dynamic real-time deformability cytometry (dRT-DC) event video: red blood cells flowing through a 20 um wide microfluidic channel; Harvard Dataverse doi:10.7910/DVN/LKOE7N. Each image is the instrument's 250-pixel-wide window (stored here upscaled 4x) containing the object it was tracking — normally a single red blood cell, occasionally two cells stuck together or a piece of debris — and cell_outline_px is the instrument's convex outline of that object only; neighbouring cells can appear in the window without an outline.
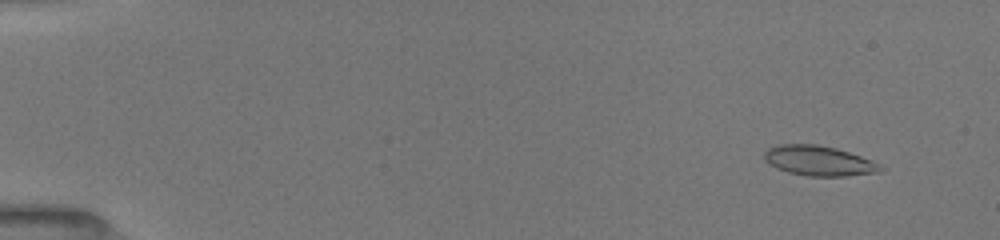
{"species": "common noctule bat (a hibernating species)", "species_latin": "Nyctalus noctula", "temperature_condition": "room temperature", "stored_images_in_passage": 52, "camera_frame_rate_fps": 3000, "um_per_image_px": 0.085, "animal": {"sex": "female", "body_mass_g": 19.5, "forearm_length_mm": 54.1}, "frame": {"image": 1, "passage_image": 4, "time_ms": 1.0, "image_size_px": [1000, 240], "cell_outline_px": [[888, 168], [876, 172], [844, 176], [808, 176], [788, 172], [776, 168], [764, 160], [764, 152], [768, 148], [780, 144], [816, 144], [836, 148], [884, 164]], "centroid_in_image_um": [69.63, 13.66], "position_along_channel_um": 15.4, "area_um2": 20.4}}
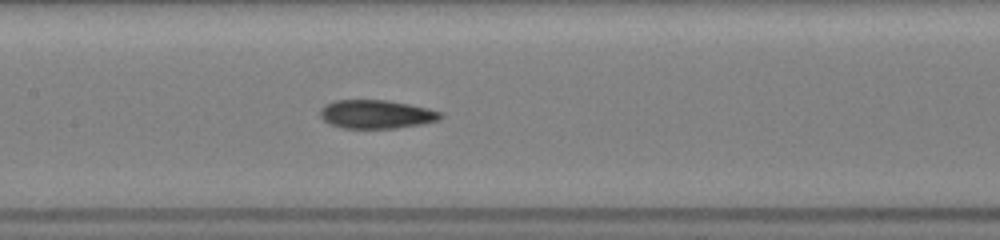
{"frame": {"image": 2, "passage_image": 26, "time_ms": 8.333, "image_size_px": [1000, 240], "cell_outline_px": [[444, 116], [440, 120], [420, 124], [396, 128], [344, 128], [328, 124], [320, 116], [320, 108], [324, 104], [336, 100], [384, 100], [408, 104], [428, 108], [440, 112]], "centroid_in_image_um": [31.96, 9.71], "position_along_channel_um": 175.4, "area_um2": 20.06}}
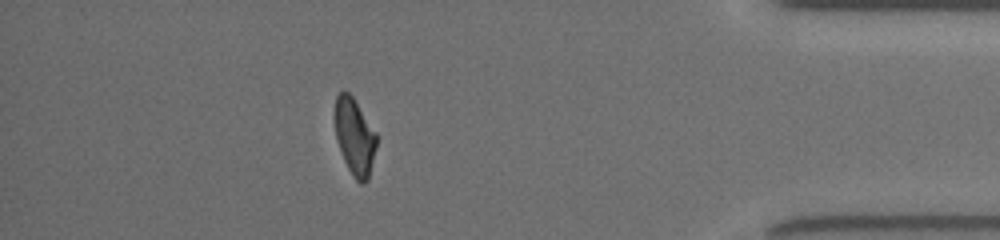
{"frame": {"image": 3, "passage_image": 46, "time_ms": 15.0, "image_size_px": [1000, 240], "cell_outline_px": [[376, 148], [368, 180], [364, 184], [360, 184], [352, 176], [344, 160], [336, 140], [332, 116], [336, 96], [340, 92], [348, 92], [352, 96], [376, 132]], "centroid_in_image_um": [30.1, 11.61], "position_along_channel_um": 405.1, "area_um2": 18.96}, "authors_computed_cell_mechanics": {"area_um2": 19.7387, "velocity_mm_per_s": 4.0073, "shape_relaxation_time_tau1_ms": 4.2145, "shape_relaxation_time_tau2_ms": 2.2253, "deformation_change_tau1": 0.1705, "deformation_change_tau2": 0.0945}}